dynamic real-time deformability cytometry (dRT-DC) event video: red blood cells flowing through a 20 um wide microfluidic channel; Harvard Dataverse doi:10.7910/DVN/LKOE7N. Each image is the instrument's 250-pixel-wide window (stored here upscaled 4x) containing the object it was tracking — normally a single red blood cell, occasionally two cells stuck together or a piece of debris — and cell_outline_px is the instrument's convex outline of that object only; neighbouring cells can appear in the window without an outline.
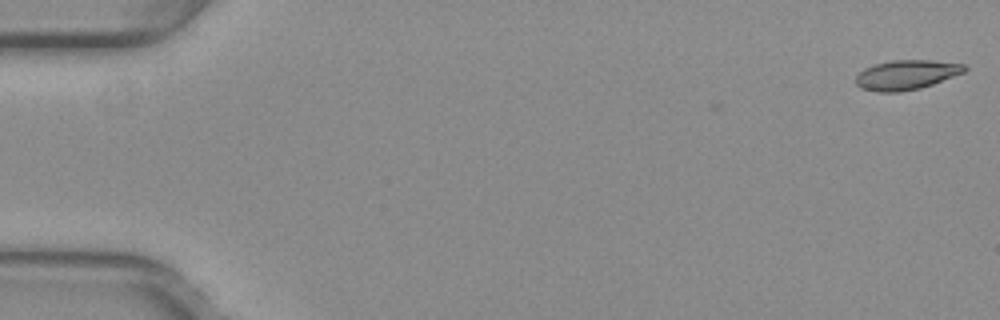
{"species": "common noctule bat (a hibernating species)", "species_latin": "Nyctalus noctula", "temperature_condition": "warm", "stored_images_in_passage": 7, "camera_frame_rate_fps": 3000, "um_per_image_px": 0.085, "animal": {"sex": "female", "body_mass_g": 29.2, "forearm_length_mm": 56.3}, "frame": {"image": 1, "passage_image": 1, "time_ms": 0.0, "image_size_px": [1000, 320], "cell_outline_px": [[968, 68], [964, 72], [932, 84], [920, 88], [900, 92], [876, 92], [860, 88], [856, 84], [856, 76], [864, 68], [876, 64], [892, 60], [932, 60], [964, 64]], "centroid_in_image_um": [77.03, 6.36], "position_along_channel_um": 8.0, "area_um2": 18.73}}